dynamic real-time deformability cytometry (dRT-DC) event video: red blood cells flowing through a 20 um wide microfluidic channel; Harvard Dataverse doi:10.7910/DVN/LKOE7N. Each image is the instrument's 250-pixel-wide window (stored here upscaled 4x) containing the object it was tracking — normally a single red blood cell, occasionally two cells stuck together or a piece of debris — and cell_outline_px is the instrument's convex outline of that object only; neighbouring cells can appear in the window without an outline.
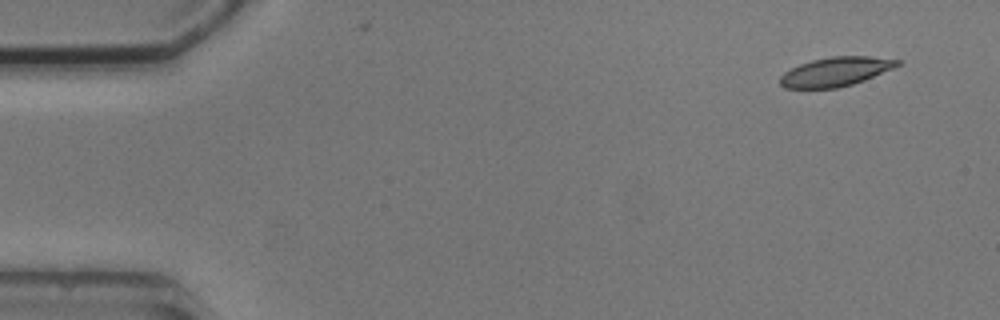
{"species": "common noctule bat (a hibernating species)", "species_latin": "Nyctalus noctula", "temperature_condition": "cold", "stored_images_in_passage": 5, "camera_frame_rate_fps": 3000, "um_per_image_px": 0.085, "animal": {"sex": "male", "body_mass_g": 20.5, "forearm_length_mm": 52.5}, "frame": {"image": 1, "passage_image": 1, "time_ms": 0.0, "image_size_px": [1000, 320], "cell_outline_px": [[904, 60], [900, 64], [892, 68], [864, 80], [852, 84], [836, 88], [784, 88], [780, 84], [780, 76], [784, 72], [800, 64], [812, 60], [832, 56], [868, 56]], "centroid_in_image_um": [71.03, 6.09], "position_along_channel_um": 14.0, "area_um2": 19.77}}
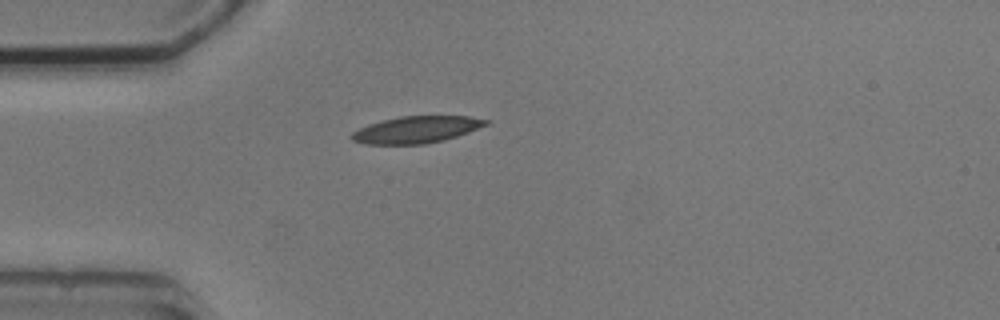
{"frame": {"image": 2, "passage_image": 4, "time_ms": 3.667, "image_size_px": [1000, 320], "cell_outline_px": [[492, 120], [488, 124], [468, 132], [444, 140], [424, 144], [364, 144], [352, 140], [348, 136], [352, 132], [368, 124], [400, 116], [468, 116]], "centroid_in_image_um": [35.38, 11.02], "position_along_channel_um": 49.6, "area_um2": 20.98}}